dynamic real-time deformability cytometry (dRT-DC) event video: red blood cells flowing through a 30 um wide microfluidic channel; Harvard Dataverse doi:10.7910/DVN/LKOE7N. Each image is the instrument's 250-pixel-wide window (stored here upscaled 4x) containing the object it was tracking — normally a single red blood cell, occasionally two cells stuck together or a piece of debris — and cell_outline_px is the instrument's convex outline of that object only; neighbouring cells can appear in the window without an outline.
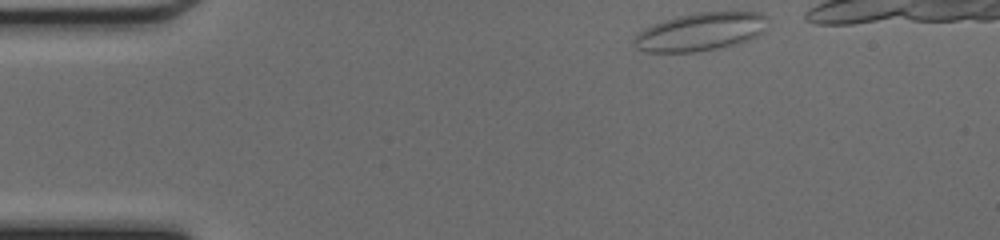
{"species": "common noctule bat (a hibernating species)", "species_latin": "Nyctalus noctula", "temperature_condition": "cold", "stored_images_in_passage": 34, "camera_frame_rate_fps": 3000, "um_per_image_px": 0.085, "animal": {"sex": "female", "body_mass_g": 17.0, "forearm_length_mm": 48.0}, "frame": {"image": 1, "passage_image": 1, "time_ms": 0.0, "image_size_px": [1000, 240], "cell_outline_px": [[768, 28], [756, 36], [748, 40], [716, 48], [696, 52], [644, 52], [636, 48], [632, 40], [644, 28], [652, 24], [676, 16], [696, 12], [760, 12], [768, 16]], "centroid_in_image_um": [59.55, 2.69], "position_along_channel_um": 25.5, "area_um2": 29.77}}
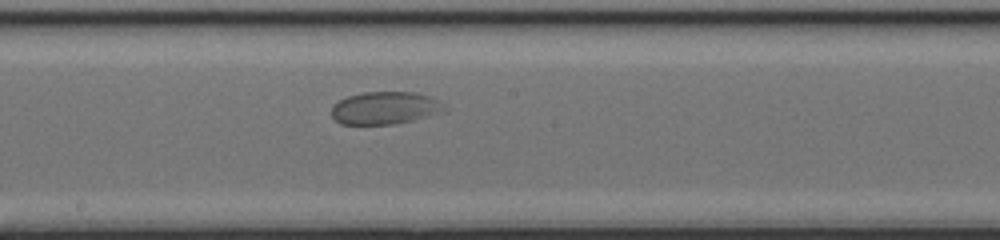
{"frame": {"image": 2, "passage_image": 20, "time_ms": 6.333, "image_size_px": [1000, 240], "cell_outline_px": [[448, 112], [396, 124], [340, 124], [332, 116], [332, 104], [348, 96], [364, 92], [416, 92], [432, 96], [440, 100], [448, 108]], "centroid_in_image_um": [32.82, 9.17], "position_along_channel_um": 215.4, "area_um2": 21.91}}
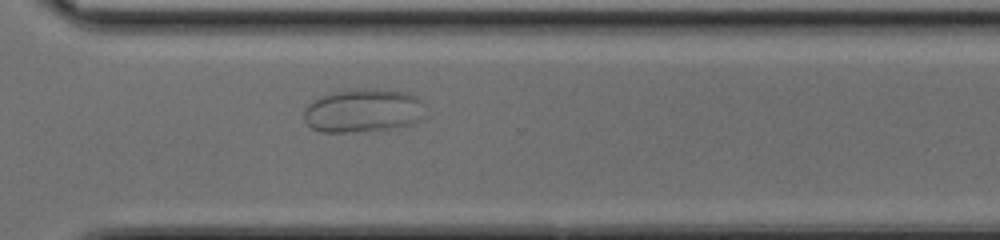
{"frame": {"image": 3, "passage_image": 29, "time_ms": 9.333, "image_size_px": [1000, 240], "cell_outline_px": [[424, 104], [420, 120], [412, 124], [396, 128], [344, 132], [320, 132], [312, 128], [304, 120], [304, 108], [308, 104], [320, 96], [332, 92], [352, 88], [376, 88], [408, 92], [416, 96]], "centroid_in_image_um": [30.85, 9.38], "position_along_channel_um": 339.7, "area_um2": 31.1}}